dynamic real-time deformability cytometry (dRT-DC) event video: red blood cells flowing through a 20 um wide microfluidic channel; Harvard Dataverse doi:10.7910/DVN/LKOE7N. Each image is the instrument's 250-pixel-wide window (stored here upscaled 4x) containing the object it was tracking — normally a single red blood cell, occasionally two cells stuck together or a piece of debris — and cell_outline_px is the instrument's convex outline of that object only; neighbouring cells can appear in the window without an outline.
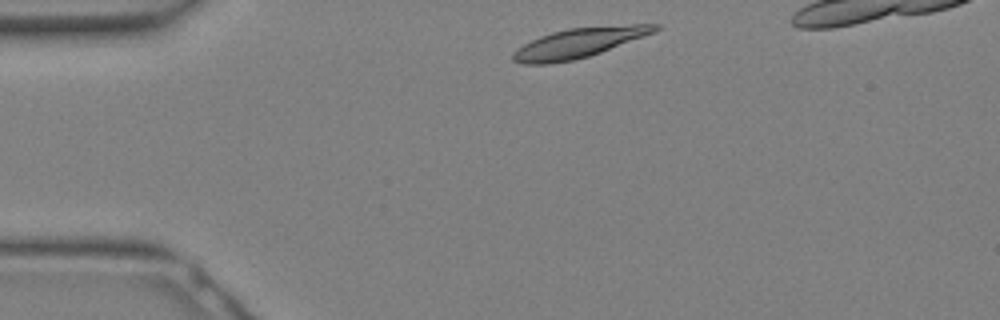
{"species": "Egyptian fruit bat (a non-hibernating species)", "species_latin": "Rousettus aegyptiacus", "temperature_condition": "warm", "stored_images_in_passage": 17, "camera_frame_rate_fps": 3000, "um_per_image_px": 0.085, "animal": {"sex": "female"}, "frame": {"image": 1, "passage_image": 1, "time_ms": 0.0, "image_size_px": [1000, 320], "cell_outline_px": [[660, 28], [656, 32], [600, 52], [588, 56], [572, 60], [548, 64], [524, 64], [512, 60], [512, 52], [524, 44], [540, 36], [552, 32], [568, 28], [632, 24], [660, 24]], "centroid_in_image_um": [49.21, 3.63], "position_along_channel_um": 35.8, "area_um2": 24.39}}
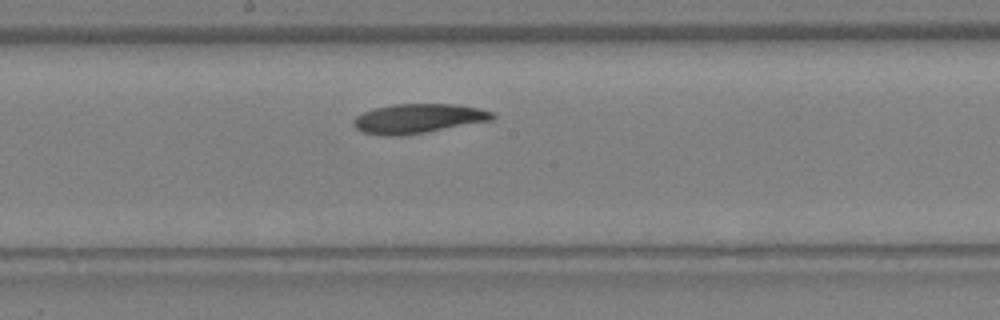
{"frame": {"image": 2, "passage_image": 11, "time_ms": 3.333, "image_size_px": [1000, 320], "cell_outline_px": [[496, 116], [492, 120], [424, 132], [400, 136], [384, 136], [364, 132], [356, 128], [352, 124], [352, 120], [356, 116], [372, 108], [392, 104], [456, 104], [476, 108], [492, 112]], "centroid_in_image_um": [35.49, 10.07], "position_along_channel_um": 212.7, "area_um2": 23.7}}
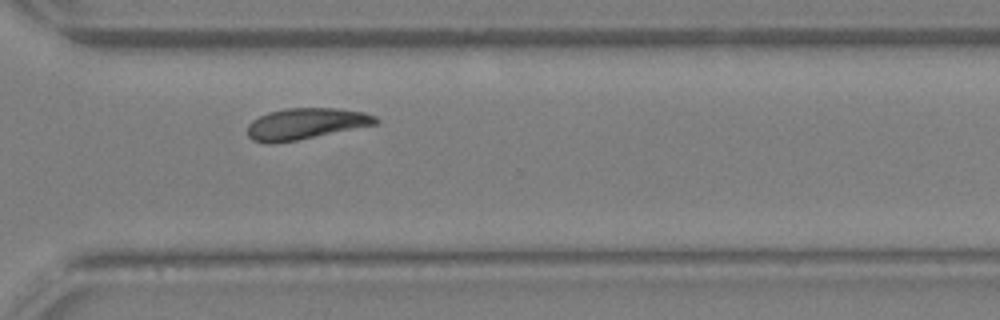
{"frame": {"image": 3, "passage_image": 17, "time_ms": 5.333, "image_size_px": [1000, 320], "cell_outline_px": [[380, 120], [376, 124], [296, 140], [272, 144], [264, 144], [252, 140], [248, 136], [248, 124], [252, 120], [268, 112], [288, 108], [336, 108], [364, 112], [376, 116]], "centroid_in_image_um": [25.96, 10.52], "position_along_channel_um": 344.6, "area_um2": 23.24}}